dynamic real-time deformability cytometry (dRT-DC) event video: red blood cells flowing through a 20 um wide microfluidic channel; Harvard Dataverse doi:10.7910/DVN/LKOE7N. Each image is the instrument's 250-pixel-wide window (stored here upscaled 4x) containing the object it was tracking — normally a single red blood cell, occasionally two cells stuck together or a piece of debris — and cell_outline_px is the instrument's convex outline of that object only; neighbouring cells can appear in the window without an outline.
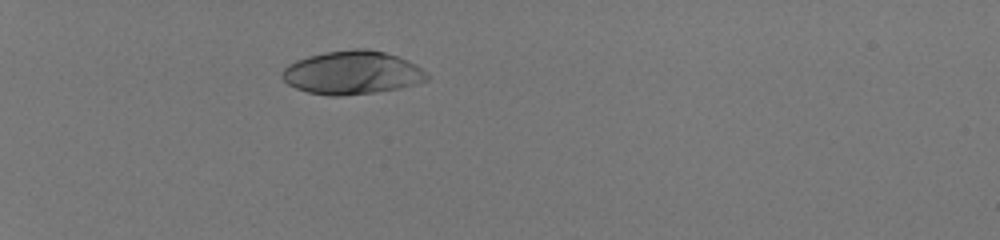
{"species": "human", "species_latin": "Homo sapiens", "temperature_condition": "room temperature", "stored_images_in_passage": 36, "camera_frame_rate_fps": 3000, "um_per_image_px": 0.085, "donor": {"sex": "male"}, "frame": {"image": 1, "passage_image": 1, "time_ms": 0.0, "image_size_px": [1000, 240], "cell_outline_px": [[428, 80], [416, 84], [400, 88], [376, 92], [340, 96], [332, 96], [308, 92], [296, 88], [288, 84], [280, 76], [280, 72], [288, 64], [296, 60], [308, 56], [324, 52], [352, 48], [368, 48], [384, 52], [396, 56], [416, 64], [428, 72]], "centroid_in_image_um": [29.93, 6.17], "position_along_channel_um": 55.1, "area_um2": 36.88}}
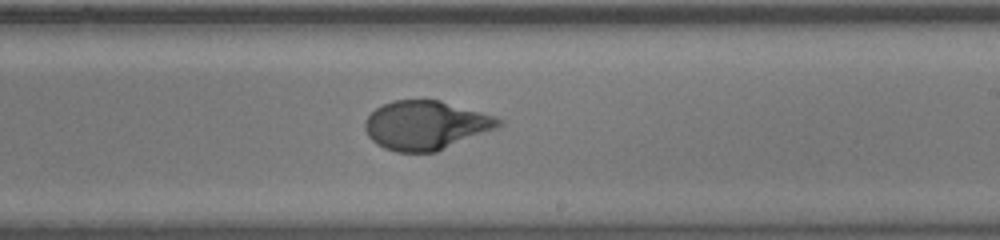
{"frame": {"image": 2, "passage_image": 19, "time_ms": 6.0, "image_size_px": [1000, 240], "cell_outline_px": [[504, 124], [496, 128], [436, 152], [396, 152], [384, 148], [376, 144], [368, 136], [364, 128], [364, 120], [376, 108], [392, 100], [440, 100], [480, 112], [504, 120]], "centroid_in_image_um": [36.16, 10.65], "position_along_channel_um": 252.8, "area_um2": 37.92}}
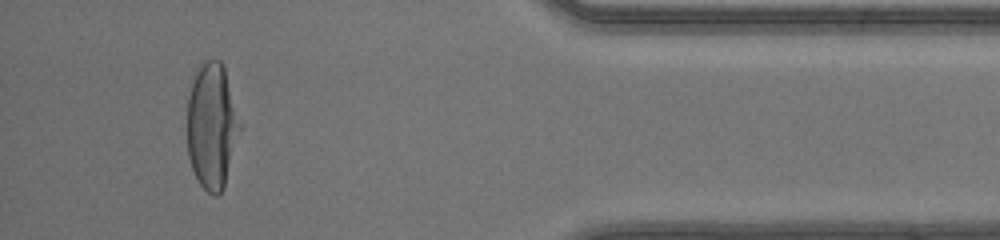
{"frame": {"image": 3, "passage_image": 33, "time_ms": 10.667, "image_size_px": [1000, 240], "cell_outline_px": [[240, 128], [224, 188], [216, 196], [212, 196], [200, 184], [192, 168], [188, 156], [188, 96], [196, 68], [200, 60], [220, 60], [224, 68], [240, 124]], "centroid_in_image_um": [17.98, 10.69], "position_along_channel_um": 417.2, "area_um2": 38.15}, "authors_computed_cell_mechanics": {"area_um2": 37.9746, "velocity_mm_per_s": 4.147, "shape_relaxation_time_tau1_ms": 4.7871, "shape_relaxation_time_tau2_ms": null, "deformation_change_tau1": 0.2415, "deformation_change_tau2": null}}